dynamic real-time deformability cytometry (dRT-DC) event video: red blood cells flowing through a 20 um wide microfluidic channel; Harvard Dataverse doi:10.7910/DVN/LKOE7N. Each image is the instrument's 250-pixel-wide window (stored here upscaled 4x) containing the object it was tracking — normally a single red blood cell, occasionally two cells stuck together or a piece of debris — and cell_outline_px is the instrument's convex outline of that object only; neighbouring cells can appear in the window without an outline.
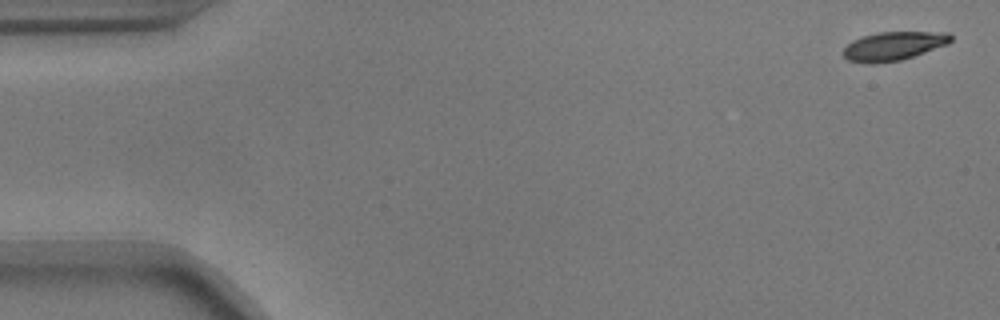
{"species": "common noctule bat (a hibernating species)", "species_latin": "Nyctalus noctula", "temperature_condition": "warm", "stored_images_in_passage": 11, "camera_frame_rate_fps": 3000, "um_per_image_px": 0.085, "animal": {"sex": "male", "body_mass_g": 17.9}, "frame": {"image": 1, "passage_image": 1, "time_ms": 0.0, "image_size_px": [1000, 320], "cell_outline_px": [[952, 40], [948, 44], [900, 60], [876, 64], [868, 64], [848, 60], [844, 56], [844, 48], [852, 40], [860, 36], [876, 32], [948, 32], [952, 36]], "centroid_in_image_um": [75.93, 3.9], "position_along_channel_um": 9.1, "area_um2": 18.03}}